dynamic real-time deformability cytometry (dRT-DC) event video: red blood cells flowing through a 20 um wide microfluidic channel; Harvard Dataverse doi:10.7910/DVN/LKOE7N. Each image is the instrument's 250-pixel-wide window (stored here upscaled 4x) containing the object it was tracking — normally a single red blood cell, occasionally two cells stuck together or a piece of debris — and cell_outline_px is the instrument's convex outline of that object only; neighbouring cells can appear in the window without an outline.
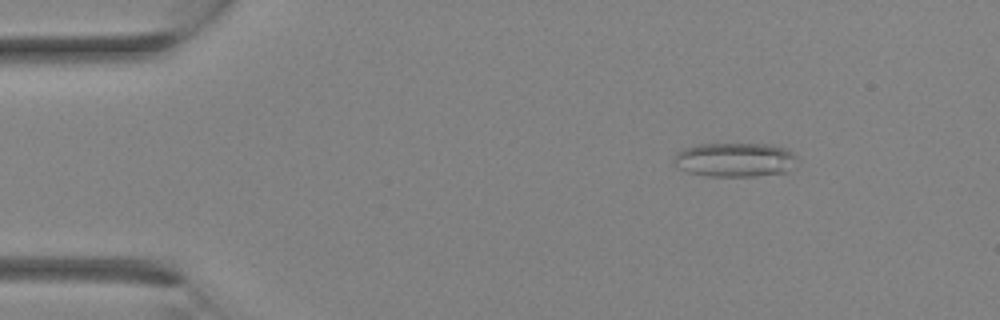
{"species": "Egyptian fruit bat (a non-hibernating species)", "species_latin": "Rousettus aegyptiacus", "temperature_condition": "room temperature", "stored_images_in_passage": 2, "camera_frame_rate_fps": 3000, "um_per_image_px": 0.085, "animal": {"sex": "female"}, "frame": {"image": 1, "passage_image": 1, "time_ms": 0.0, "image_size_px": [1000, 320], "cell_outline_px": [[796, 160], [792, 168], [788, 172], [756, 176], [704, 176], [688, 172], [680, 168], [672, 160], [676, 152], [684, 148], [700, 144], [772, 144], [788, 148], [796, 156]], "centroid_in_image_um": [62.49, 13.58], "position_along_channel_um": 22.5, "area_um2": 24.8}}